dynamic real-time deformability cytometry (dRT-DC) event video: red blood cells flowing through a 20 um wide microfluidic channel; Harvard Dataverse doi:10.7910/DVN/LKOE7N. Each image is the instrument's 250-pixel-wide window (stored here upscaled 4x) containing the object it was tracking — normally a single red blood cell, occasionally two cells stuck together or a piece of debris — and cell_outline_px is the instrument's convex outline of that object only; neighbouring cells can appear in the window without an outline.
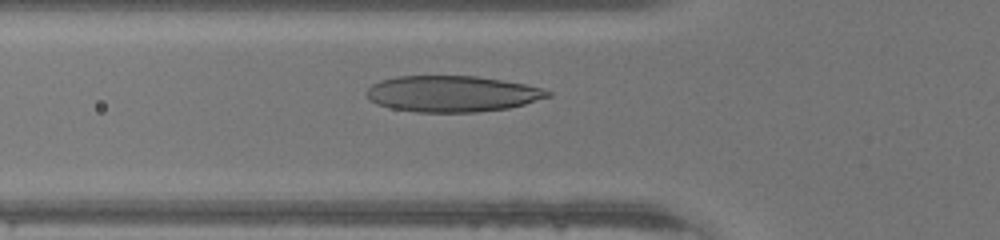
{"species": "human", "species_latin": "Homo sapiens", "temperature_condition": "warm", "stored_images_in_passage": 35, "camera_frame_rate_fps": 3000, "um_per_image_px": 0.085, "donor": {"sex": "male"}, "frame": {"image": 1, "passage_image": 13, "time_ms": 4.0, "image_size_px": [1000, 240], "cell_outline_px": [[552, 96], [524, 104], [508, 108], [476, 112], [416, 112], [392, 108], [376, 104], [364, 92], [372, 84], [380, 80], [396, 76], [476, 76], [524, 84], [540, 88], [552, 92]], "centroid_in_image_um": [38.41, 7.97], "position_along_channel_um": 87.4, "area_um2": 38.03}}
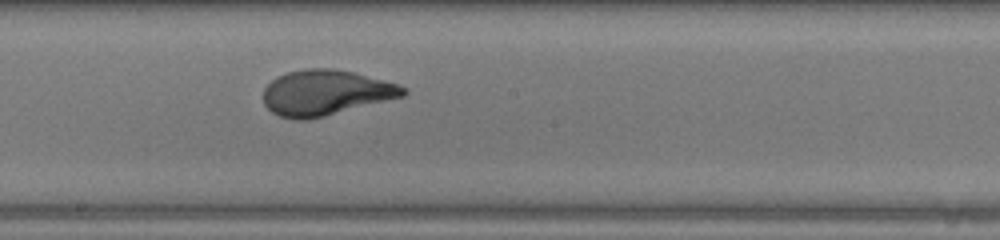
{"frame": {"image": 2, "passage_image": 22, "time_ms": 7.0, "image_size_px": [1000, 240], "cell_outline_px": [[408, 92], [404, 96], [308, 120], [292, 120], [280, 116], [272, 112], [264, 104], [264, 88], [272, 80], [288, 72], [304, 68], [332, 68], [352, 72], [400, 84], [408, 88]], "centroid_in_image_um": [27.69, 7.88], "position_along_channel_um": 220.5, "area_um2": 36.93}}
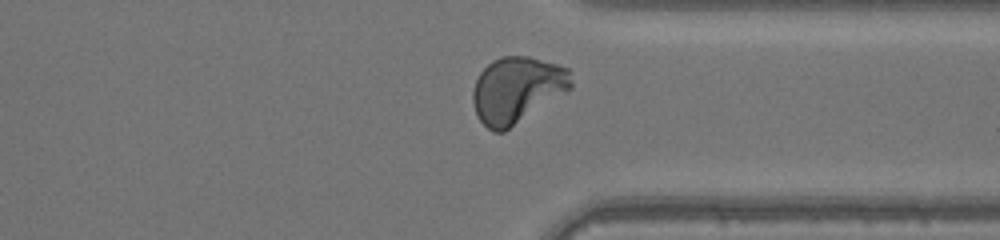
{"frame": {"image": 3, "passage_image": 32, "time_ms": 10.333, "image_size_px": [1000, 240], "cell_outline_px": [[572, 88], [504, 132], [492, 132], [480, 120], [476, 112], [472, 100], [472, 92], [476, 80], [480, 72], [492, 60], [500, 56], [528, 56], [556, 64], [568, 68], [572, 84]], "centroid_in_image_um": [43.92, 7.63], "position_along_channel_um": 367.5, "area_um2": 37.69}}